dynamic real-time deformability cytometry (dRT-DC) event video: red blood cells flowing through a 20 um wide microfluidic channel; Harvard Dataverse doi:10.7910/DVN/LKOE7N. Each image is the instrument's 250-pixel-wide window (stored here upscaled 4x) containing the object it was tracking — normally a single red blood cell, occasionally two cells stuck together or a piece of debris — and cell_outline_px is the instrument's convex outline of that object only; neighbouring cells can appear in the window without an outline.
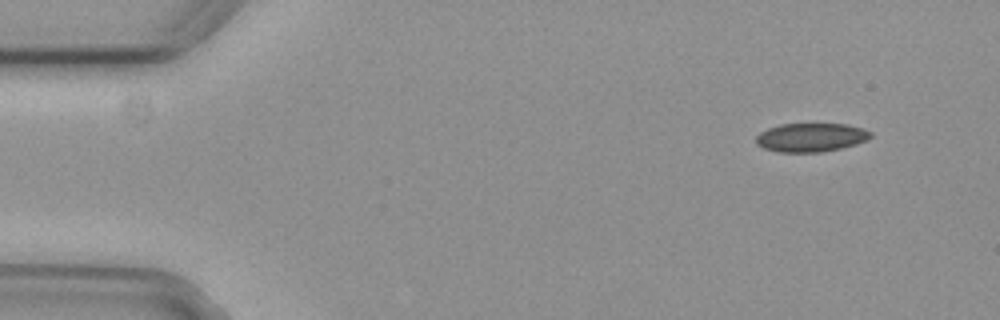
{"species": "common noctule bat (a hibernating species)", "species_latin": "Nyctalus noctula", "temperature_condition": "cold", "stored_images_in_passage": 6, "segment_of_instrument_passage": [1, 2], "camera_frame_rate_fps": 3000, "um_per_image_px": 0.085, "animal": {"sex": "female", "body_mass_g": 29.2, "forearm_length_mm": 56.3}, "frame": {"image": 1, "passage_image": 2, "time_ms": 0.333, "image_size_px": [1000, 320], "cell_outline_px": [[872, 136], [856, 144], [840, 148], [820, 152], [776, 152], [764, 148], [756, 144], [756, 136], [760, 132], [768, 128], [780, 124], [848, 124], [864, 128], [872, 132]], "centroid_in_image_um": [68.92, 11.67], "position_along_channel_um": 16.1, "area_um2": 19.19}}